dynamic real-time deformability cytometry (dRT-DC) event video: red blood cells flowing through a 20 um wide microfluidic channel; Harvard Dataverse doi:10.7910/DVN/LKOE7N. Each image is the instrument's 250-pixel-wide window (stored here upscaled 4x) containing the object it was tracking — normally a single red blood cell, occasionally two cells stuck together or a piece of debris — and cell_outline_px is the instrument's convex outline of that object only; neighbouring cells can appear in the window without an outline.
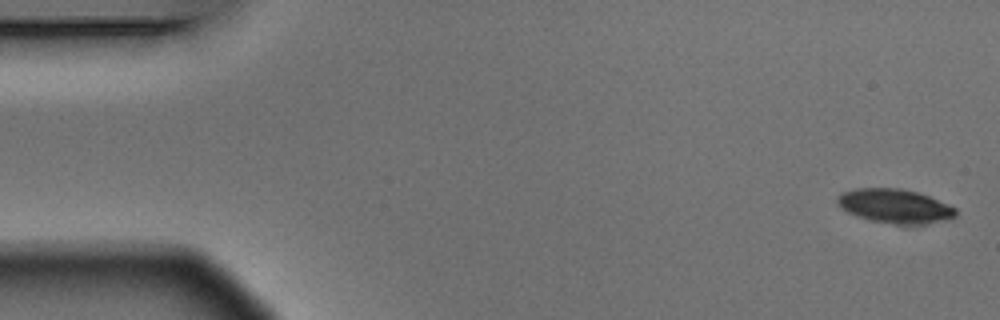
{"species": "Egyptian fruit bat (a non-hibernating species)", "species_latin": "Rousettus aegyptiacus", "temperature_condition": "warm", "stored_images_in_passage": 10, "camera_frame_rate_fps": 3000, "um_per_image_px": 0.085, "animal": {"sex": "male"}, "frame": {"image": 1, "passage_image": 1, "time_ms": 0.0, "image_size_px": [1000, 320], "cell_outline_px": [[956, 216], [948, 220], [920, 224], [892, 224], [872, 220], [848, 212], [840, 208], [836, 204], [836, 196], [840, 192], [856, 188], [900, 188], [920, 192], [948, 204], [956, 208]], "centroid_in_image_um": [76.05, 17.5], "position_along_channel_um": 9.0, "area_um2": 23.7}}
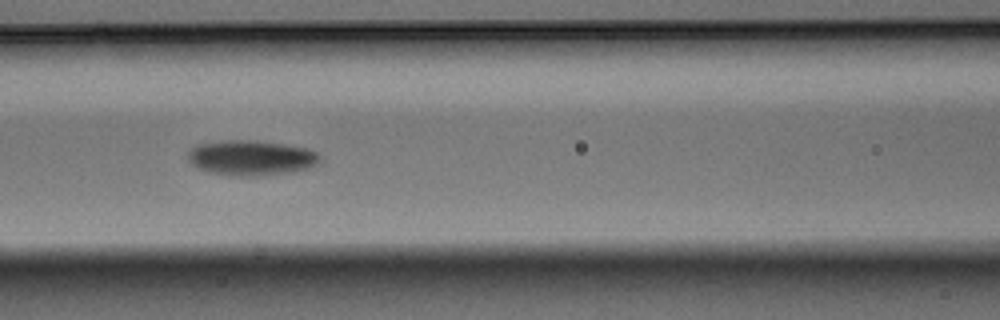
{"frame": {"image": 2, "passage_image": 6, "time_ms": 1.667, "image_size_px": [1000, 320], "cell_outline_px": [[324, 156], [312, 168], [296, 172], [260, 176], [232, 176], [208, 172], [192, 164], [188, 160], [188, 152], [196, 144], [224, 140], [256, 140], [284, 144], [308, 148]], "centroid_in_image_um": [21.4, 13.42], "position_along_channel_um": 145.2, "area_um2": 27.57}}
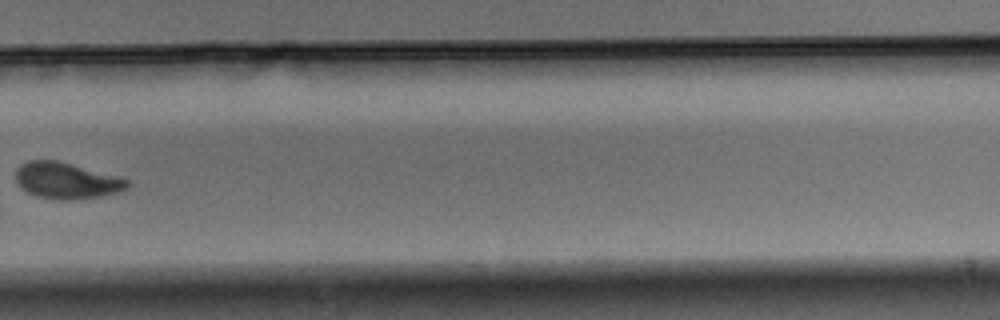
{"frame": {"image": 3, "passage_image": 10, "time_ms": 3.0, "image_size_px": [1000, 320], "cell_outline_px": [[128, 188], [120, 192], [104, 196], [72, 200], [52, 200], [36, 196], [20, 188], [16, 184], [16, 168], [20, 164], [28, 160], [56, 160], [120, 176], [128, 180]], "centroid_in_image_um": [5.64, 15.36], "position_along_channel_um": 324.2, "area_um2": 24.04}}